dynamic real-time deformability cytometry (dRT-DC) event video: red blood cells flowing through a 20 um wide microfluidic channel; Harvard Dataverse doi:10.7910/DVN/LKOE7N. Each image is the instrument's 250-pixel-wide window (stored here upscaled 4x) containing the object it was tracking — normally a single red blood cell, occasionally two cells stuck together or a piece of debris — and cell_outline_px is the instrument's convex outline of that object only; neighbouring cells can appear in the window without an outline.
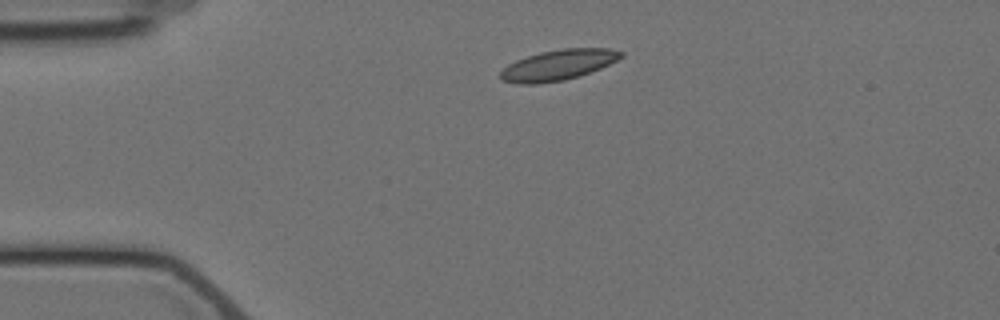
{"species": "Egyptian fruit bat (a non-hibernating species)", "species_latin": "Rousettus aegyptiacus", "temperature_condition": "cold", "stored_images_in_passage": 5, "camera_frame_rate_fps": 3000, "um_per_image_px": 0.085, "animal": {"sex": "female"}, "frame": {"image": 1, "passage_image": 5, "time_ms": 7.0, "image_size_px": [1000, 320], "cell_outline_px": [[624, 56], [600, 68], [564, 80], [540, 84], [516, 84], [500, 80], [500, 72], [508, 64], [516, 60], [540, 52], [564, 48], [612, 48], [624, 52]], "centroid_in_image_um": [47.42, 5.52], "position_along_channel_um": 37.6, "area_um2": 21.39}}